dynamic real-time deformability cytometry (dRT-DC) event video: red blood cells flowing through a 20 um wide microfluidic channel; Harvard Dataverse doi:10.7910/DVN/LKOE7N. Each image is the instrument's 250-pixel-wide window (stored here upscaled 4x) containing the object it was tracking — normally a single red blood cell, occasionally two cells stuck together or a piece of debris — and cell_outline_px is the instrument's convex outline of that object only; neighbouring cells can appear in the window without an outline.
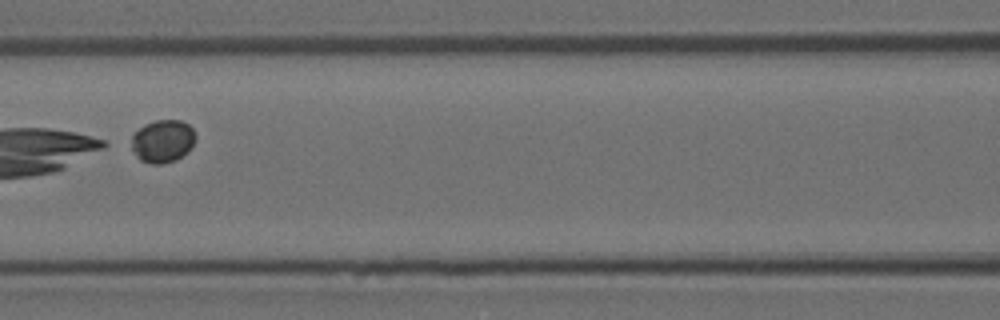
{"species": "Egyptian fruit bat (a non-hibernating species)", "species_latin": "Rousettus aegyptiacus", "temperature_condition": "room temperature", "stored_images_in_passage": 7, "camera_frame_rate_fps": 3000, "um_per_image_px": 0.085, "animal": {"sex": "female"}, "frame": {"image": 1, "passage_image": 7, "time_ms": 2.0, "image_size_px": [1000, 320], "cell_outline_px": [[196, 136], [192, 144], [176, 160], [160, 164], [152, 164], [140, 160], [136, 156], [132, 148], [132, 136], [144, 124], [156, 120], [180, 120], [188, 124], [196, 132]], "centroid_in_image_um": [13.81, 11.98], "position_along_channel_um": 152.8, "area_um2": 15.72}}